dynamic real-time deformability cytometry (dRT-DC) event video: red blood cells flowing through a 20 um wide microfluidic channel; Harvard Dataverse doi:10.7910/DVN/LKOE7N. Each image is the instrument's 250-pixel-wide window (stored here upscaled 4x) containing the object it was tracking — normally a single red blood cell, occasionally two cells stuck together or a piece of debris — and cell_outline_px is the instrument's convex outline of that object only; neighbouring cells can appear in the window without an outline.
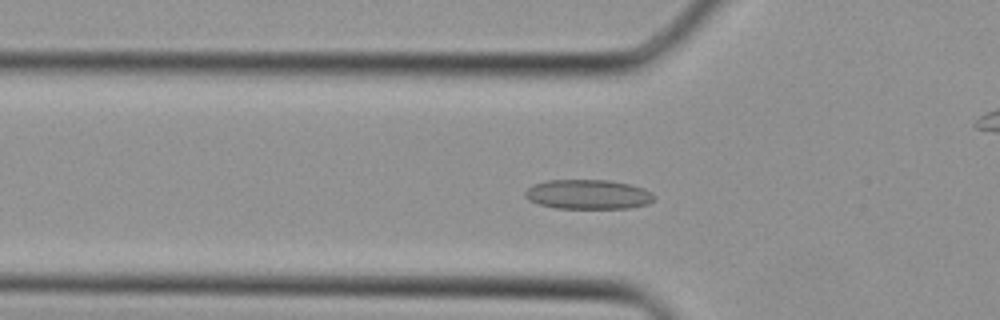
{"species": "Egyptian fruit bat (a non-hibernating species)", "species_latin": "Rousettus aegyptiacus", "temperature_condition": "cold", "stored_images_in_passage": 30, "camera_frame_rate_fps": 3000, "um_per_image_px": 0.085, "animal": {"sex": "female"}, "frame": {"image": 1, "passage_image": 4, "time_ms": 1.0, "image_size_px": [1000, 320], "cell_outline_px": [[656, 196], [648, 204], [628, 208], [556, 208], [540, 204], [528, 200], [524, 196], [524, 192], [532, 184], [548, 180], [608, 180], [632, 184], [644, 188], [652, 192]], "centroid_in_image_um": [49.99, 16.51], "position_along_channel_um": 75.8, "area_um2": 22.37}}
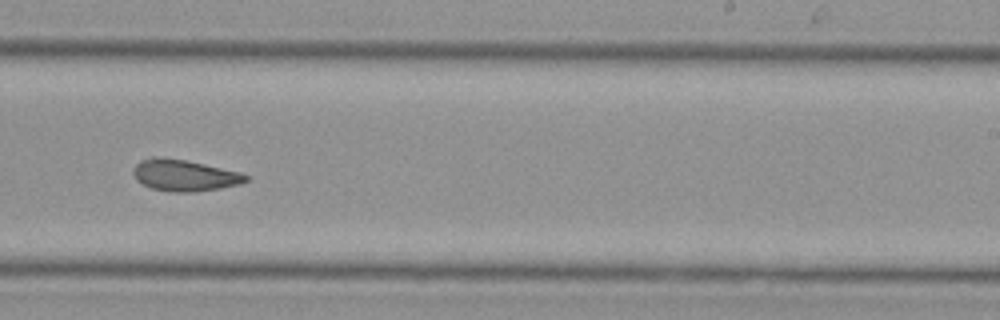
{"frame": {"image": 2, "passage_image": 15, "time_ms": 4.667, "image_size_px": [1000, 320], "cell_outline_px": [[248, 180], [240, 184], [220, 188], [196, 192], [172, 192], [152, 188], [136, 180], [132, 172], [132, 168], [140, 160], [152, 156], [160, 156], [184, 160], [204, 164], [240, 172], [248, 176]], "centroid_in_image_um": [15.64, 14.9], "position_along_channel_um": 273.4, "area_um2": 20.69}}
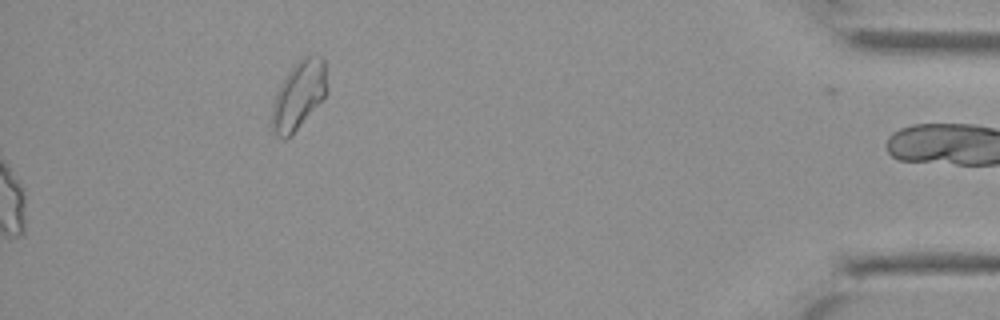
{"frame": {"image": 3, "passage_image": 30, "time_ms": 9.667, "image_size_px": [1000, 320], "cell_outline_px": [[328, 92], [292, 136], [284, 140], [276, 136], [272, 124], [272, 104], [276, 92], [284, 76], [296, 60], [308, 52], [324, 56], [328, 88]], "centroid_in_image_um": [25.41, 8.01], "position_along_channel_um": 409.8, "area_um2": 22.6}}